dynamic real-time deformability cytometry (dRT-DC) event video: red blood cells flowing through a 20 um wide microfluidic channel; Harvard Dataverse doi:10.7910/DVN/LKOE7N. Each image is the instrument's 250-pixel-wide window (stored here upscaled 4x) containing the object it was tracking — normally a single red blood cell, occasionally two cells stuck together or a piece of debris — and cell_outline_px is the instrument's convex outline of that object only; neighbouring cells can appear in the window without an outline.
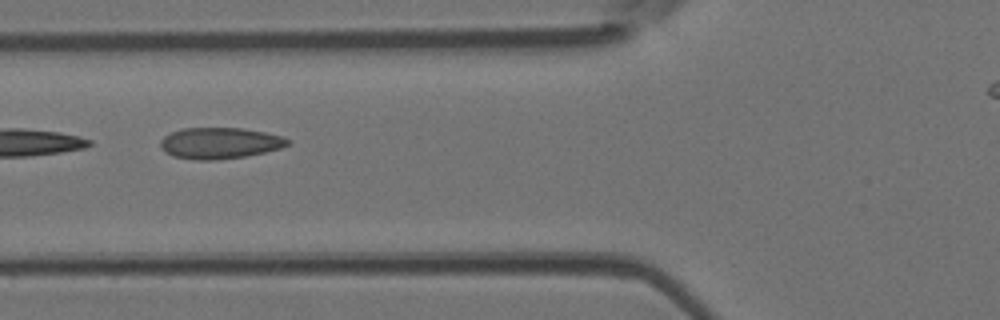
{"species": "Egyptian fruit bat (a non-hibernating species)", "species_latin": "Rousettus aegyptiacus", "temperature_condition": "room temperature", "stored_images_in_passage": 6, "camera_frame_rate_fps": 3000, "um_per_image_px": 0.085, "animal": {"sex": "female"}, "frame": {"image": 1, "passage_image": 6, "time_ms": 1.667, "image_size_px": [1000, 320], "cell_outline_px": [[292, 140], [288, 144], [280, 148], [264, 152], [244, 156], [216, 160], [196, 160], [172, 156], [160, 144], [160, 140], [164, 136], [180, 128], [240, 128], [264, 132], [284, 136]], "centroid_in_image_um": [18.7, 12.16], "position_along_channel_um": 107.1, "area_um2": 23.0}}